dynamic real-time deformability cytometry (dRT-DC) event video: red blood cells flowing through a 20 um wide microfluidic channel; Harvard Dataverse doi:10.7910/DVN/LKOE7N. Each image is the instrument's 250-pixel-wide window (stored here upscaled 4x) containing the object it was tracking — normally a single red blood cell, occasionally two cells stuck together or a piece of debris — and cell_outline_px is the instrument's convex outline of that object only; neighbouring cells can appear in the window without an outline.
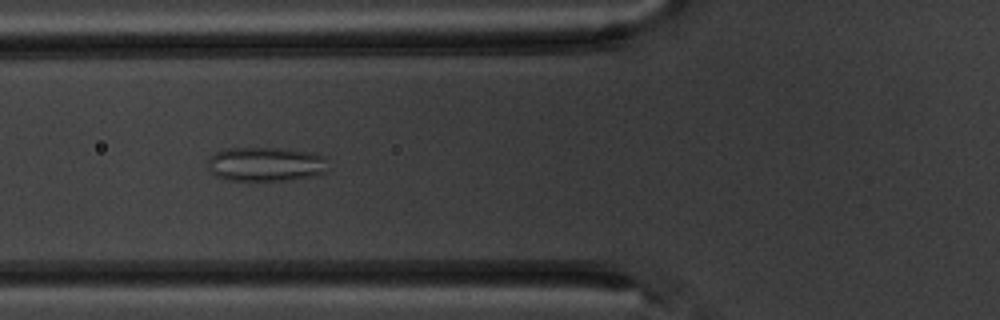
{"species": "common noctule bat (a hibernating species)", "species_latin": "Nyctalus noctula", "temperature_condition": "warm", "stored_images_in_passage": 8, "camera_frame_rate_fps": 3000, "um_per_image_px": 0.085, "animal": {"sex": "male", "body_mass_g": 20.1, "forearm_length_mm": 53.5}, "frame": {"image": 1, "passage_image": 5, "time_ms": 4.667, "image_size_px": [1000, 320], "cell_outline_px": [[328, 172], [316, 176], [288, 180], [228, 180], [216, 176], [208, 168], [208, 156], [224, 148], [276, 148], [316, 152], [324, 156]], "centroid_in_image_um": [22.61, 13.95], "position_along_channel_um": 103.2, "area_um2": 24.33}}
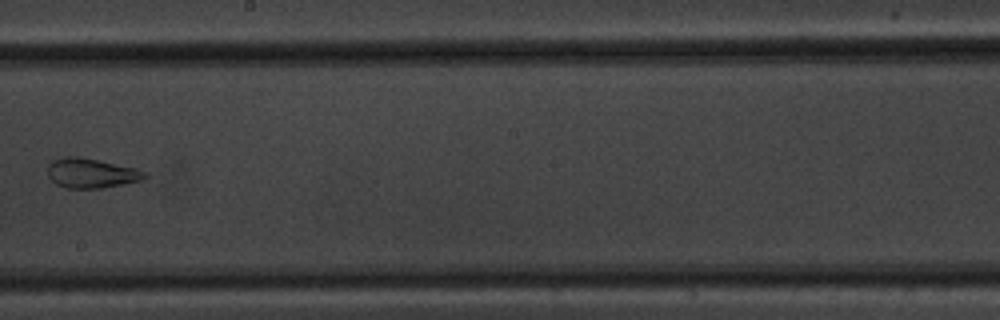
{"frame": {"image": 2, "passage_image": 8, "time_ms": 8.333, "image_size_px": [1000, 320], "cell_outline_px": [[148, 176], [140, 180], [104, 188], [68, 188], [56, 184], [48, 176], [48, 164], [52, 160], [64, 156], [76, 156], [136, 168], [144, 172]], "centroid_in_image_um": [7.71, 14.72], "position_along_channel_um": 240.5, "area_um2": 16.59}}